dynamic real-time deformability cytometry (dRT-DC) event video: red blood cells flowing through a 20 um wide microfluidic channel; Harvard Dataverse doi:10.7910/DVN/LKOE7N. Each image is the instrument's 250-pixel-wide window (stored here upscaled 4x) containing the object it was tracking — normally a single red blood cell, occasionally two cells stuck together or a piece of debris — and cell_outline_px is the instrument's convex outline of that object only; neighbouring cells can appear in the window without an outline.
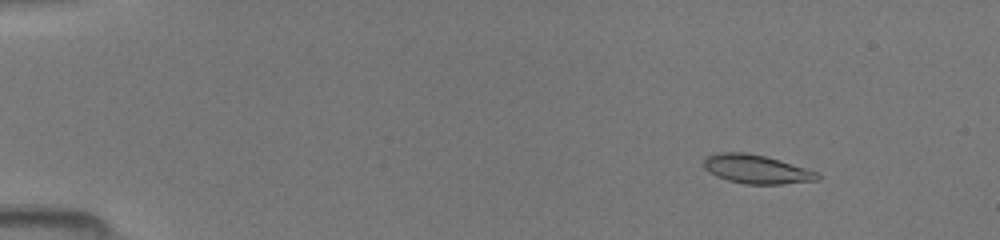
{"species": "common noctule bat (a hibernating species)", "species_latin": "Nyctalus noctula", "temperature_condition": "room temperature", "stored_images_in_passage": 50, "camera_frame_rate_fps": 3000, "um_per_image_px": 0.085, "animal": {"sex": "female", "body_mass_g": 19.5, "forearm_length_mm": 54.1}, "frame": {"image": 1, "passage_image": 7, "time_ms": 2.0, "image_size_px": [1000, 240], "cell_outline_px": [[820, 180], [780, 184], [744, 184], [728, 180], [716, 176], [708, 172], [704, 168], [704, 160], [708, 156], [716, 152], [748, 152], [780, 160], [816, 172], [820, 176]], "centroid_in_image_um": [64.26, 14.38], "position_along_channel_um": 20.7, "area_um2": 19.02}}
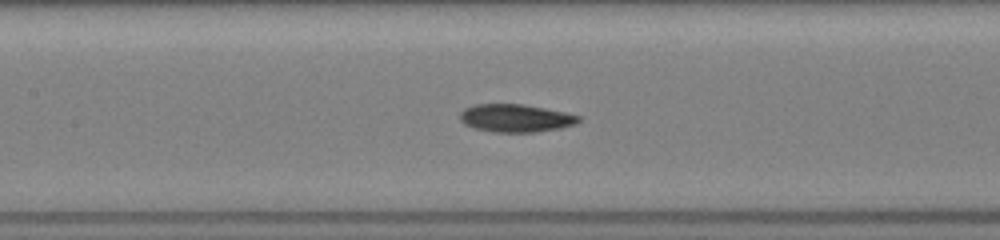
{"frame": {"image": 2, "passage_image": 25, "time_ms": 8.0, "image_size_px": [1000, 240], "cell_outline_px": [[580, 120], [576, 124], [560, 128], [536, 132], [492, 132], [472, 128], [464, 124], [460, 120], [460, 112], [464, 108], [472, 104], [524, 104], [564, 112], [580, 116]], "centroid_in_image_um": [43.79, 10.04], "position_along_channel_um": 163.6, "area_um2": 19.42}}
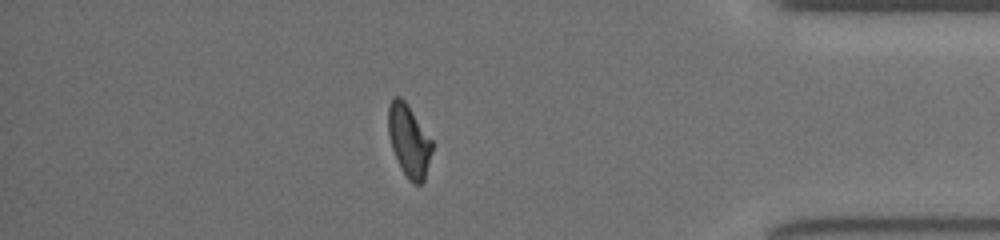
{"frame": {"image": 3, "passage_image": 44, "time_ms": 14.333, "image_size_px": [1000, 240], "cell_outline_px": [[432, 152], [424, 180], [420, 184], [412, 184], [408, 180], [392, 148], [388, 132], [388, 104], [392, 96], [400, 96], [404, 100], [432, 140]], "centroid_in_image_um": [34.75, 11.94], "position_along_channel_um": 400.5, "area_um2": 18.21}}